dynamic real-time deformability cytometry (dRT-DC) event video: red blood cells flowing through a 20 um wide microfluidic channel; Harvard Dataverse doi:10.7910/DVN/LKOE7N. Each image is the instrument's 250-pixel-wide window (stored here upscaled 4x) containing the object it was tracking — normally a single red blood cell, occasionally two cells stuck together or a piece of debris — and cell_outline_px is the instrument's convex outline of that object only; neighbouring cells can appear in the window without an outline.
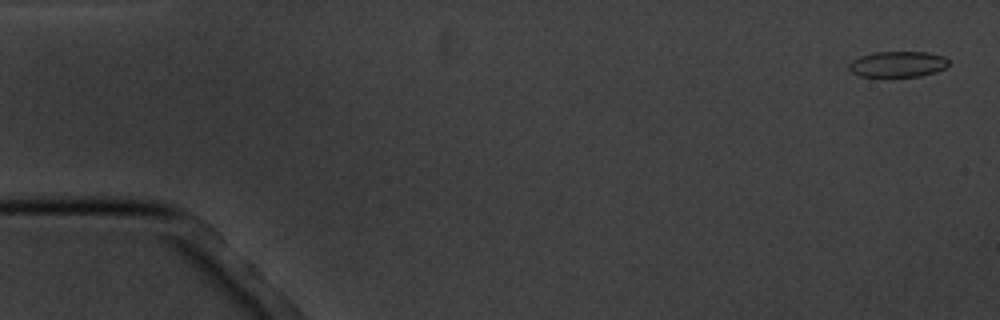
{"species": "common noctule bat (a hibernating species)", "species_latin": "Nyctalus noctula", "temperature_condition": "cold", "stored_images_in_passage": 5, "camera_frame_rate_fps": 3000, "um_per_image_px": 0.085, "animal": {"sex": "male", "body_mass_g": 20.1, "forearm_length_mm": 53.5}, "frame": {"image": 1, "passage_image": 1, "time_ms": 0.0, "image_size_px": [1000, 320], "cell_outline_px": [[948, 64], [944, 68], [936, 72], [920, 76], [860, 76], [852, 72], [848, 68], [848, 64], [852, 60], [860, 56], [872, 52], [928, 52], [944, 56], [948, 60]], "centroid_in_image_um": [76.3, 5.44], "position_along_channel_um": 8.7, "area_um2": 14.97}}
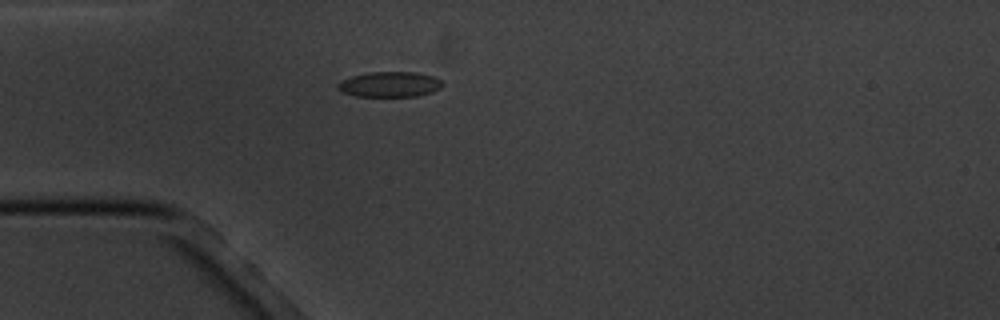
{"frame": {"image": 2, "passage_image": 5, "time_ms": 4.667, "image_size_px": [1000, 320], "cell_outline_px": [[444, 84], [440, 88], [432, 92], [416, 96], [356, 96], [344, 92], [336, 88], [336, 84], [340, 80], [352, 76], [368, 72], [416, 72], [432, 76], [440, 80]], "centroid_in_image_um": [33.1, 7.16], "position_along_channel_um": 51.9, "area_um2": 15.43}}